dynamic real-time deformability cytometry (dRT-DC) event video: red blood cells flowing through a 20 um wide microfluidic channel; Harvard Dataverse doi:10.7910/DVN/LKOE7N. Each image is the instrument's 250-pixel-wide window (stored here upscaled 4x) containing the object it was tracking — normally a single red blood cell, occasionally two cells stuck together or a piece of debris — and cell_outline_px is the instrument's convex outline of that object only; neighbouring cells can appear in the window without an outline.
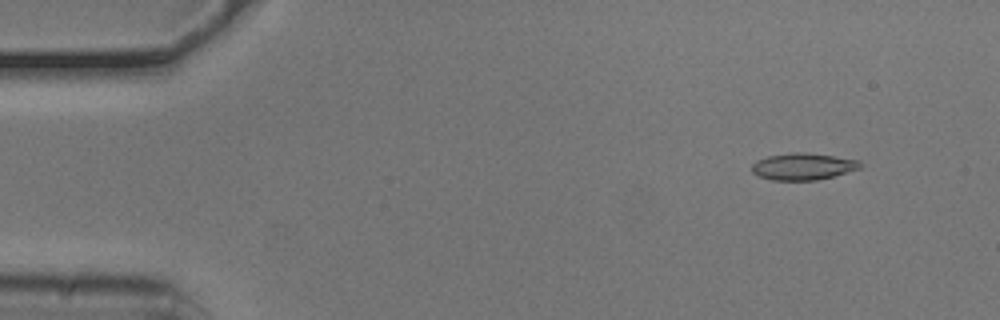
{"species": "common noctule bat (a hibernating species)", "species_latin": "Nyctalus noctula", "temperature_condition": "cold", "stored_images_in_passage": 53, "camera_frame_rate_fps": 3000, "um_per_image_px": 0.085, "animal": {"sex": "male", "body_mass_g": 20.5, "forearm_length_mm": 52.5}, "frame": {"image": 1, "passage_image": 5, "time_ms": 1.333, "image_size_px": [1000, 320], "cell_outline_px": [[864, 164], [860, 168], [832, 176], [816, 180], [772, 180], [760, 176], [752, 172], [752, 164], [756, 160], [768, 156], [792, 152], [804, 152], [860, 160]], "centroid_in_image_um": [68.25, 14.14], "position_along_channel_um": 16.7, "area_um2": 16.82}}
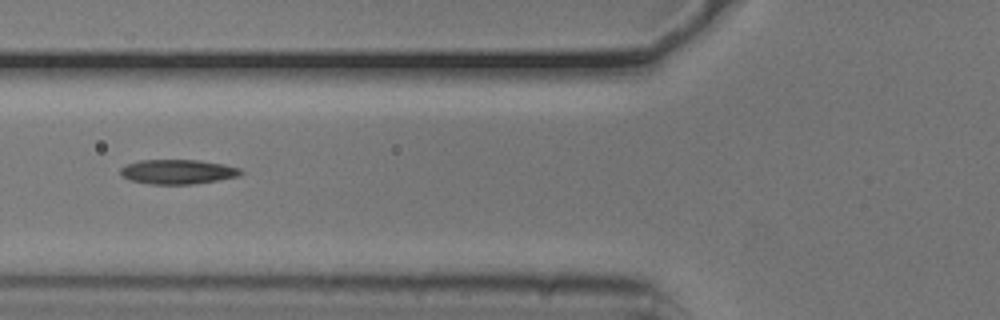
{"frame": {"image": 2, "passage_image": 20, "time_ms": 6.333, "image_size_px": [1000, 320], "cell_outline_px": [[244, 172], [240, 176], [192, 184], [148, 184], [128, 180], [120, 176], [120, 168], [128, 164], [140, 160], [200, 160], [224, 164], [240, 168]], "centroid_in_image_um": [15.09, 14.6], "position_along_channel_um": 110.7, "area_um2": 17.34}}
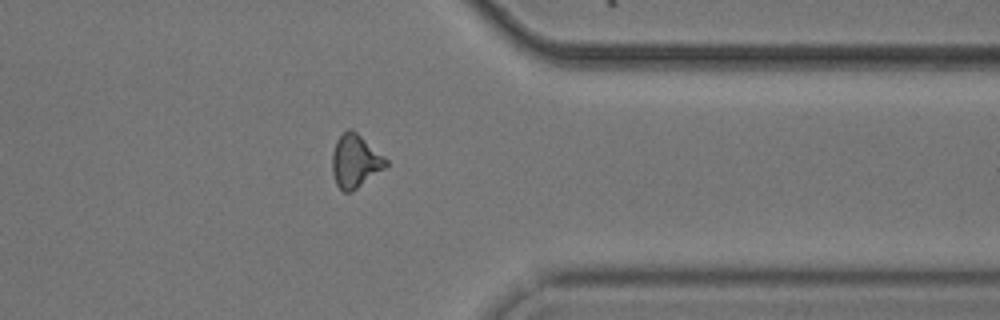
{"frame": {"image": 3, "passage_image": 42, "time_ms": 13.667, "image_size_px": [1000, 320], "cell_outline_px": [[388, 164], [384, 168], [352, 192], [344, 192], [336, 184], [332, 172], [332, 152], [336, 140], [348, 128], [352, 128], [384, 156], [388, 160]], "centroid_in_image_um": [30.18, 13.69], "position_along_channel_um": 381.2, "area_um2": 16.59}, "authors_computed_cell_mechanics": {"area_um2": 16.5886, "velocity_mm_per_s": 3.8014, "shape_relaxation_time_tau1_ms": null, "shape_relaxation_time_tau2_ms": 10.0555, "deformation_change_tau1": null, "deformation_change_tau2": 0.2364}}